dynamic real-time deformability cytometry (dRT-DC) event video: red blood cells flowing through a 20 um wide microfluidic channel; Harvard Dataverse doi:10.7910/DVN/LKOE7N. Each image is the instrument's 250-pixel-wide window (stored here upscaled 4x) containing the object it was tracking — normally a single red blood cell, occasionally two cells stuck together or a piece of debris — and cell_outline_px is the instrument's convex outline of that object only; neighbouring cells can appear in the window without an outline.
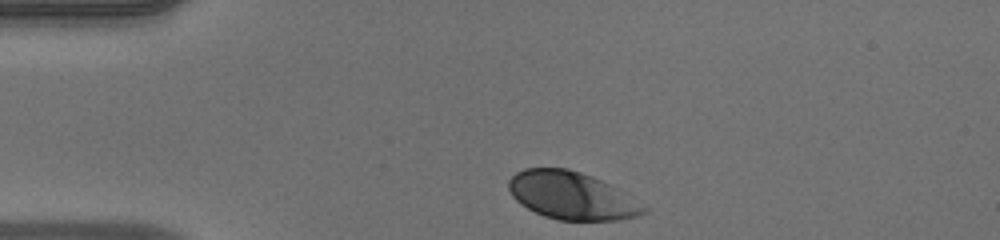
{"species": "human", "species_latin": "Homo sapiens", "temperature_condition": "warm", "stored_images_in_passage": 33, "camera_frame_rate_fps": 3000, "um_per_image_px": 0.085, "donor": {"sex": "male"}, "frame": {"image": 1, "passage_image": 1, "time_ms": 0.0, "image_size_px": [1000, 240], "cell_outline_px": [[648, 212], [636, 216], [616, 220], [560, 220], [544, 216], [520, 204], [512, 196], [508, 188], [508, 180], [516, 172], [524, 168], [568, 168], [592, 176], [616, 188], [648, 208]], "centroid_in_image_um": [48.56, 16.62], "position_along_channel_um": 36.4, "area_um2": 37.22}}
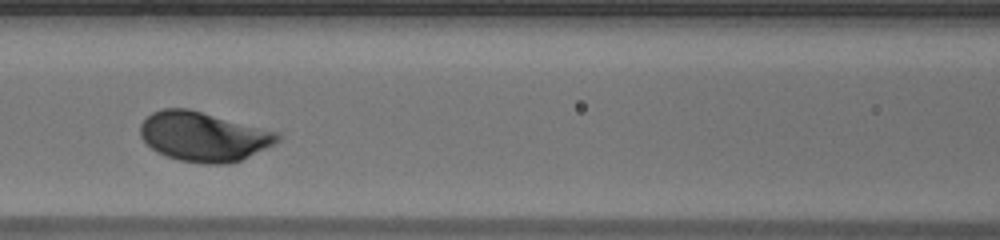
{"frame": {"image": 2, "passage_image": 13, "time_ms": 4.0, "image_size_px": [1000, 240], "cell_outline_px": [[280, 140], [240, 160], [228, 164], [204, 164], [180, 160], [156, 152], [140, 136], [140, 124], [152, 112], [164, 108], [188, 108], [280, 132]], "centroid_in_image_um": [17.29, 11.6], "position_along_channel_um": 149.3, "area_um2": 39.36}}
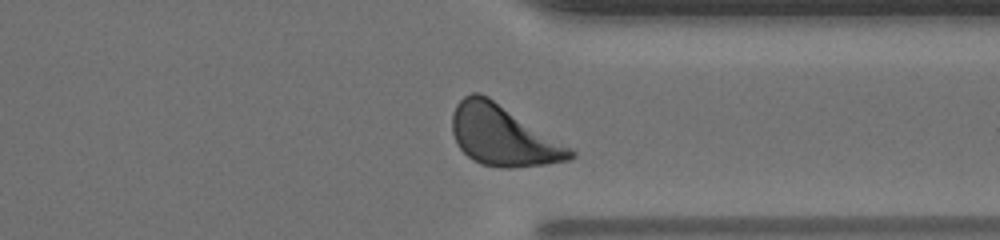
{"frame": {"image": 3, "passage_image": 30, "time_ms": 9.667, "image_size_px": [1000, 240], "cell_outline_px": [[576, 156], [568, 160], [544, 164], [508, 168], [500, 168], [480, 164], [472, 160], [456, 144], [452, 132], [452, 112], [456, 104], [464, 96], [472, 92], [480, 92], [488, 96], [572, 148], [576, 152]], "centroid_in_image_um": [42.73, 11.52], "position_along_channel_um": 368.7, "area_um2": 41.56}, "authors_computed_cell_mechanics": {"area_um2": 38.2636, "velocity_mm_per_s": 3.8814, "shape_relaxation_time_tau1_ms": 1.4721, "shape_relaxation_time_tau2_ms": 4.04, "deformation_change_tau1": 0.1109, "deformation_change_tau2": 0.1096}}